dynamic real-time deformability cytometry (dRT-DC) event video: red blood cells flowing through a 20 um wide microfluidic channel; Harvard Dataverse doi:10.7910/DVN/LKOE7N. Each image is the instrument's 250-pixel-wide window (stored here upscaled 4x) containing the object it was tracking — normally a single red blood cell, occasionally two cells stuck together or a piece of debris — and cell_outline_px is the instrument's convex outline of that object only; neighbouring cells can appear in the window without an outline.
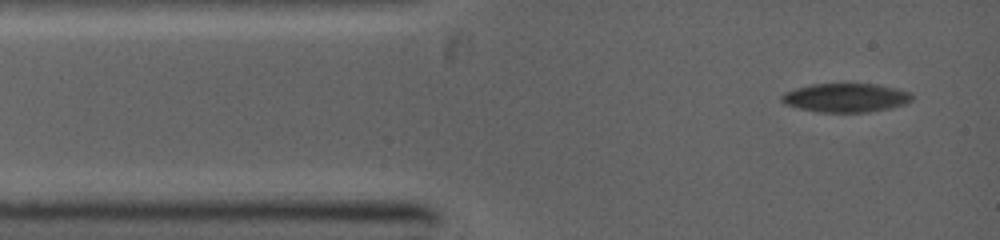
{"species": "common noctule bat (a hibernating species)", "species_latin": "Nyctalus noctula", "temperature_condition": "warm", "stored_images_in_passage": 3, "camera_frame_rate_fps": 5000, "um_per_image_px": 0.085, "animal": {"sex": "female", "body_mass_g": 19.0, "forearm_length_mm": 53.3}, "frame": {"image": 1, "passage_image": 1, "time_ms": 0.0, "image_size_px": [1000, 240], "cell_outline_px": [[912, 100], [904, 104], [888, 108], [868, 112], [820, 112], [800, 108], [784, 104], [780, 100], [780, 96], [784, 92], [796, 88], [812, 84], [876, 84], [896, 88], [912, 92]], "centroid_in_image_um": [71.88, 8.3], "position_along_channel_um": 13.1, "area_um2": 21.85}}